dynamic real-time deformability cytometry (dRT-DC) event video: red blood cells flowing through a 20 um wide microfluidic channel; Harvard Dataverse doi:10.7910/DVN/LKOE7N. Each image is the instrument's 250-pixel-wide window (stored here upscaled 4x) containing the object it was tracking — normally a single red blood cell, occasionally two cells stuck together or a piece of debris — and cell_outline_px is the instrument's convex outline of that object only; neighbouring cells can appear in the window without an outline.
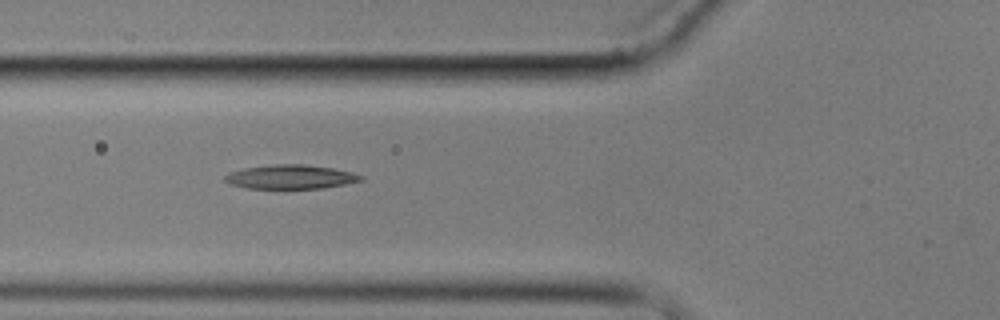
{"species": "common noctule bat (a hibernating species)", "species_latin": "Nyctalus noctula", "temperature_condition": "cold", "stored_images_in_passage": 8, "camera_frame_rate_fps": 3000, "um_per_image_px": 0.085, "animal": {"sex": "male", "body_mass_g": 17.9}, "frame": {"image": 1, "passage_image": 3, "time_ms": 2.333, "image_size_px": [1000, 320], "cell_outline_px": [[364, 180], [324, 188], [248, 188], [232, 184], [224, 180], [224, 176], [228, 172], [244, 168], [272, 164], [304, 164], [332, 168], [352, 172], [364, 176]], "centroid_in_image_um": [24.71, 15.02], "position_along_channel_um": 101.1, "area_um2": 19.02}}
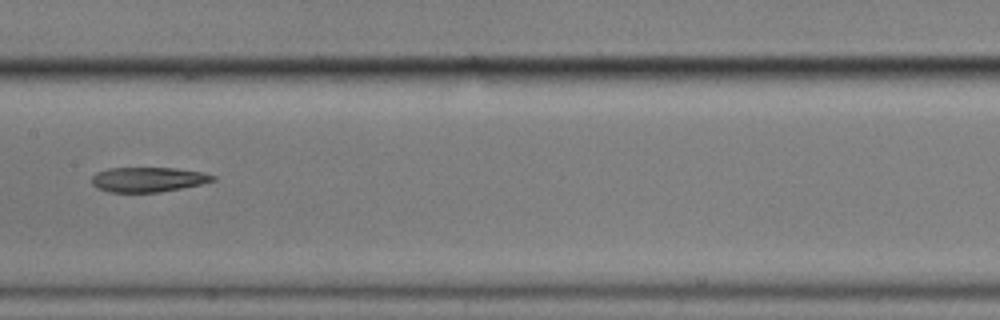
{"frame": {"image": 2, "passage_image": 5, "time_ms": 5.0, "image_size_px": [1000, 320], "cell_outline_px": [[216, 180], [200, 184], [160, 192], [108, 192], [96, 188], [92, 184], [92, 176], [96, 172], [108, 168], [176, 168], [204, 172], [216, 176]], "centroid_in_image_um": [12.57, 15.25], "position_along_channel_um": 194.8, "area_um2": 17.57}}
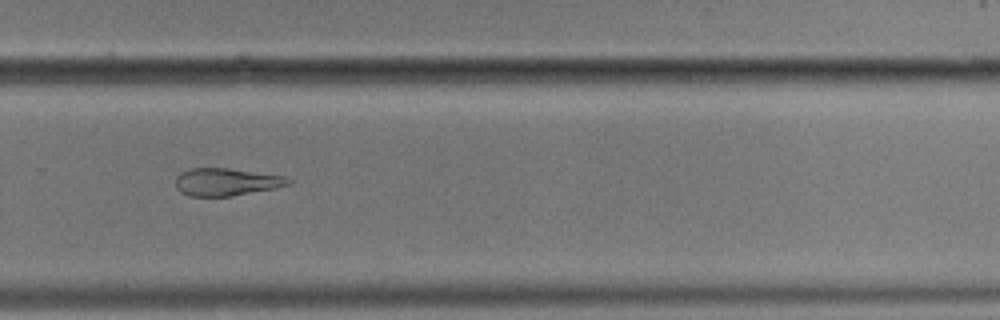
{"frame": {"image": 3, "passage_image": 8, "time_ms": 8.333, "image_size_px": [1000, 320], "cell_outline_px": [[292, 184], [232, 196], [192, 196], [180, 192], [176, 188], [176, 176], [180, 172], [188, 168], [228, 168], [284, 176], [292, 180]], "centroid_in_image_um": [19.2, 15.45], "position_along_channel_um": 310.6, "area_um2": 18.03}}